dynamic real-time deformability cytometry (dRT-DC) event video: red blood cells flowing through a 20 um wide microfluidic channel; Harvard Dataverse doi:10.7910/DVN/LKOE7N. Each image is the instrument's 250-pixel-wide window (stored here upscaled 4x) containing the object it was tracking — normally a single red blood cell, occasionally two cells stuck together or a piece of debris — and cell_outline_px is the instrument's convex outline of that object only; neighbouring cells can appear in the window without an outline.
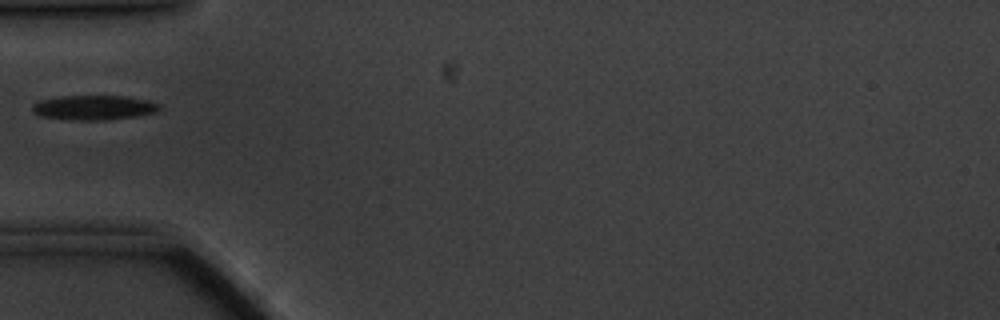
{"species": "common noctule bat (a hibernating species)", "species_latin": "Nyctalus noctula", "temperature_condition": "cold", "stored_images_in_passage": 40, "camera_frame_rate_fps": 3000, "um_per_image_px": 0.085, "animal": {"sex": "male", "body_mass_g": 20.1, "forearm_length_mm": 53.5}, "frame": {"image": 1, "passage_image": 1, "time_ms": 0.0, "image_size_px": [1000, 320], "cell_outline_px": [[160, 108], [156, 112], [136, 116], [108, 120], [76, 120], [40, 116], [32, 112], [32, 104], [40, 100], [60, 96], [124, 96], [148, 100], [160, 104]], "centroid_in_image_um": [7.97, 9.14], "position_along_channel_um": 77.0, "area_um2": 18.26}}
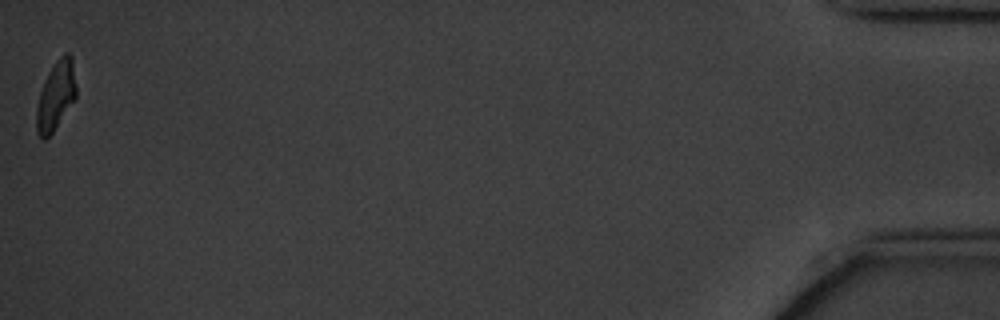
{"frame": {"image": 2, "passage_image": 40, "time_ms": 13.0, "image_size_px": [1000, 320], "cell_outline_px": [[76, 96], [52, 132], [44, 140], [40, 140], [36, 132], [36, 108], [40, 92], [44, 80], [48, 72], [56, 60], [64, 52], [68, 52], [72, 56], [76, 84]], "centroid_in_image_um": [4.73, 8.11], "position_along_channel_um": 430.5, "area_um2": 15.9}}